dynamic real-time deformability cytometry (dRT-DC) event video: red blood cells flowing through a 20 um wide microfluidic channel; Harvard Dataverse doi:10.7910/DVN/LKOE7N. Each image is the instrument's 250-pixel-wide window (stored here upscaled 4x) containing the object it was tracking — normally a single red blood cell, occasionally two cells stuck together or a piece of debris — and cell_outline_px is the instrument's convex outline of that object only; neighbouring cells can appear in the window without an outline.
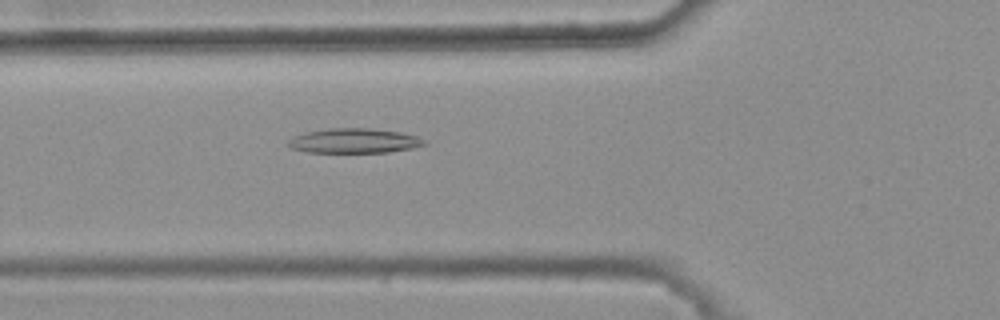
{"species": "common noctule bat (a hibernating species)", "species_latin": "Nyctalus noctula", "temperature_condition": "warm", "stored_images_in_passage": 41, "camera_frame_rate_fps": 3000, "um_per_image_px": 0.085, "animal": {"sex": "female", "body_mass_g": 25.1}, "frame": {"image": 1, "passage_image": 12, "time_ms": 3.667, "image_size_px": [1000, 320], "cell_outline_px": [[428, 144], [412, 148], [388, 152], [308, 152], [292, 148], [284, 144], [292, 136], [304, 132], [328, 128], [368, 128], [400, 132], [416, 136], [428, 140]], "centroid_in_image_um": [30.08, 11.96], "position_along_channel_um": 95.7, "area_um2": 19.77}}
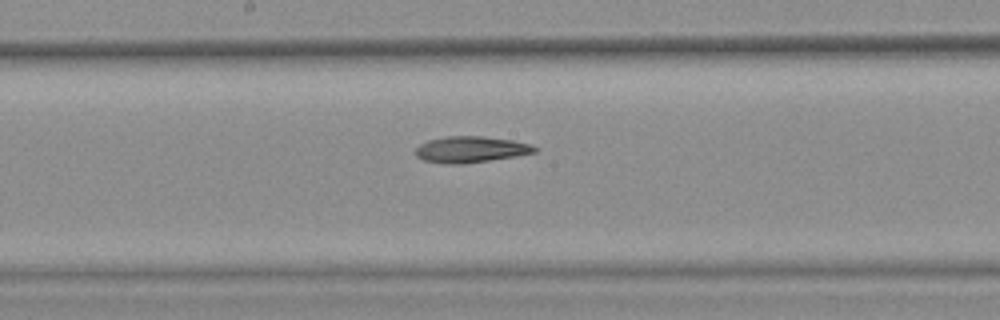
{"frame": {"image": 2, "passage_image": 21, "time_ms": 6.667, "image_size_px": [1000, 320], "cell_outline_px": [[536, 152], [516, 156], [464, 164], [448, 164], [424, 160], [416, 156], [416, 148], [420, 144], [428, 140], [444, 136], [484, 136], [512, 140], [528, 144], [536, 148]], "centroid_in_image_um": [39.98, 12.7], "position_along_channel_um": 208.2, "area_um2": 18.09}}
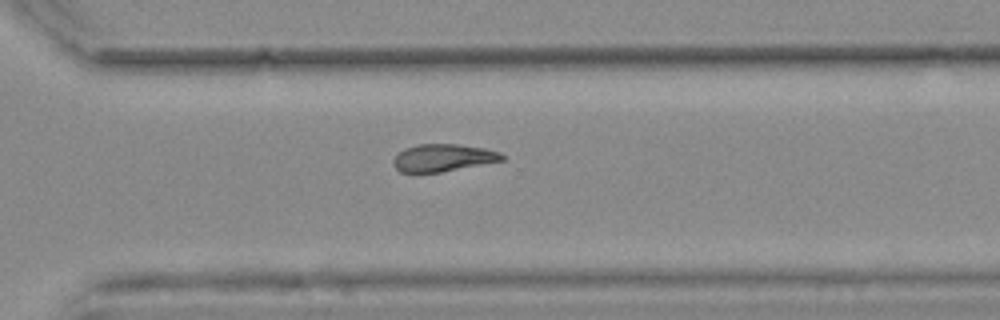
{"frame": {"image": 3, "passage_image": 31, "time_ms": 10.0, "image_size_px": [1000, 320], "cell_outline_px": [[504, 160], [440, 172], [400, 172], [392, 164], [392, 160], [404, 148], [416, 144], [460, 144], [484, 148], [500, 152], [504, 156]], "centroid_in_image_um": [37.64, 13.4], "position_along_channel_um": 333.0, "area_um2": 17.28}}